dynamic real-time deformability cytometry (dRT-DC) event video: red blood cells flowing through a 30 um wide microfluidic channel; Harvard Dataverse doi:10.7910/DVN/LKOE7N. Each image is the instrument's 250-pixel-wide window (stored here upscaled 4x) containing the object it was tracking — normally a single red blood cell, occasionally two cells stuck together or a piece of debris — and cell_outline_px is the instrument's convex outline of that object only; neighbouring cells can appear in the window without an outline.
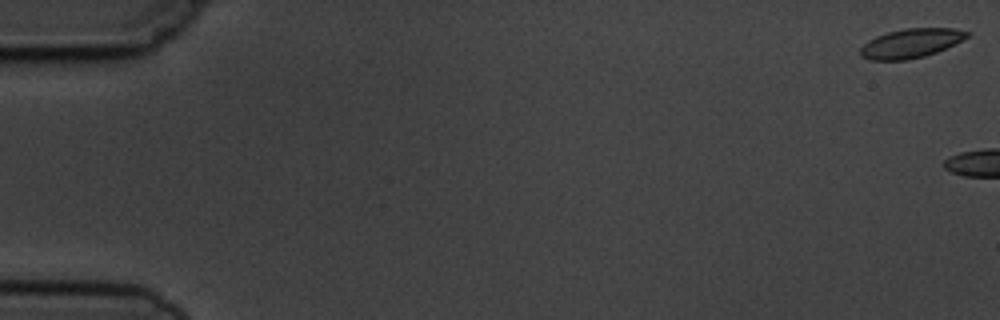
{"species": "common noctule bat (a hibernating species)", "species_latin": "Nyctalus noctula", "temperature_condition": "cold", "stored_images_in_passage": 16, "camera_frame_rate_fps": 3000, "um_per_image_px": 0.085, "animal": {"sex": "male", "body_mass_g": 19.5, "forearm_length_mm": 54.6}, "frame": {"image": 1, "passage_image": 1, "time_ms": 0.0, "image_size_px": [1000, 320], "cell_outline_px": [[968, 36], [936, 52], [924, 56], [904, 60], [872, 60], [860, 56], [860, 48], [868, 40], [876, 36], [888, 32], [904, 28], [952, 28], [968, 32]], "centroid_in_image_um": [77.36, 3.68], "position_along_channel_um": 7.6, "area_um2": 17.8}}
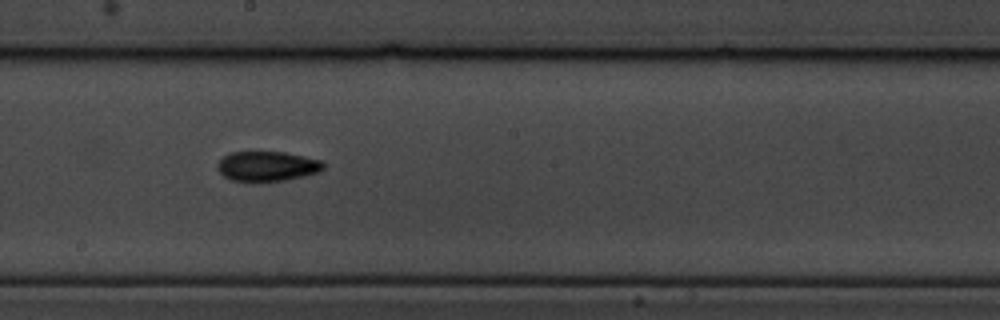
{"frame": {"image": 2, "passage_image": 10, "time_ms": 11.0, "image_size_px": [1000, 320], "cell_outline_px": [[324, 168], [320, 172], [304, 176], [284, 180], [232, 180], [224, 176], [216, 168], [216, 164], [224, 156], [232, 152], [284, 152], [304, 156], [320, 160], [324, 164]], "centroid_in_image_um": [22.72, 14.11], "position_along_channel_um": 225.5, "area_um2": 18.15}}
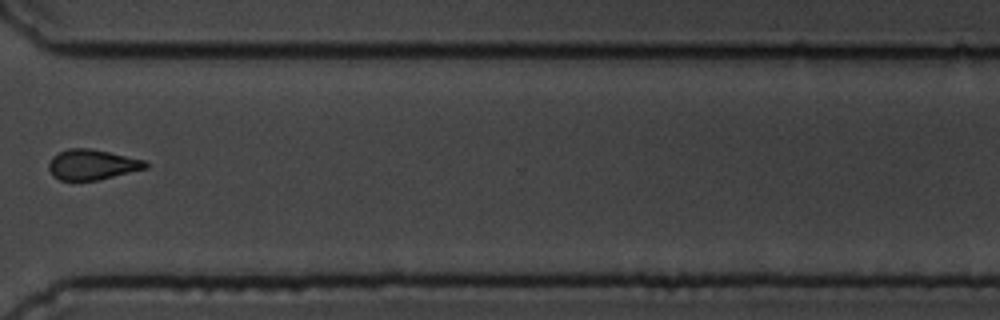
{"frame": {"image": 3, "passage_image": 13, "time_ms": 14.667, "image_size_px": [1000, 320], "cell_outline_px": [[148, 168], [96, 180], [60, 180], [52, 176], [48, 168], [48, 164], [52, 156], [68, 148], [92, 148], [144, 160], [148, 164]], "centroid_in_image_um": [7.8, 13.98], "position_along_channel_um": 362.8, "area_um2": 17.05}, "authors_computed_cell_mechanics": {"area_um2": 17.5712, "velocity_mm_per_s": 3.753, "shape_relaxation_time_tau1_ms": 6.8655, "shape_relaxation_time_tau2_ms": 9.1585, "deformation_change_tau1": 0.1681, "deformation_change_tau2": 0.1762}}